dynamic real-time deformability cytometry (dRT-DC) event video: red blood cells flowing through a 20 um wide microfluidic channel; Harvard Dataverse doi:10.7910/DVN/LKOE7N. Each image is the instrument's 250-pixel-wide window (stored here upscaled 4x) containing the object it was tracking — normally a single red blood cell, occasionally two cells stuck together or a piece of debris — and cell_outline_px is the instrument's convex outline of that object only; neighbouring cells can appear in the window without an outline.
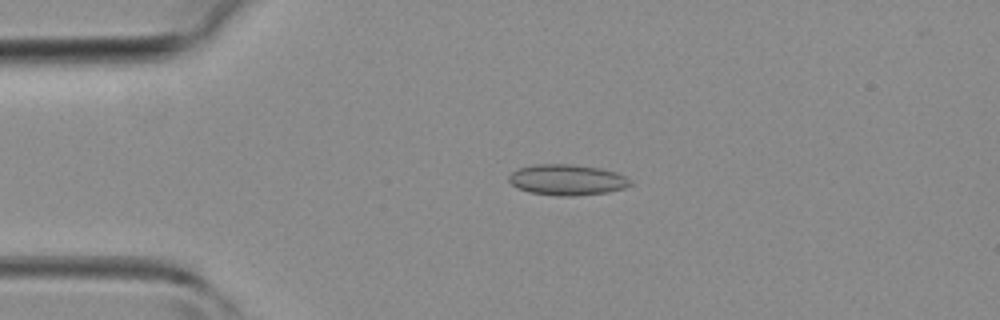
{"species": "common noctule bat (a hibernating species)", "species_latin": "Nyctalus noctula", "temperature_condition": "room temperature", "stored_images_in_passage": 40, "camera_frame_rate_fps": 3000, "um_per_image_px": 0.085, "animal": {"sex": "female", "body_mass_g": 19.3, "forearm_length_mm": 54.1}, "frame": {"image": 1, "passage_image": 8, "time_ms": 2.333, "image_size_px": [1000, 320], "cell_outline_px": [[632, 184], [624, 188], [608, 192], [572, 196], [556, 196], [528, 192], [516, 188], [508, 180], [508, 176], [512, 172], [520, 168], [532, 164], [572, 164], [600, 168], [616, 172], [632, 180]], "centroid_in_image_um": [48.19, 15.29], "position_along_channel_um": 36.8, "area_um2": 21.96}}
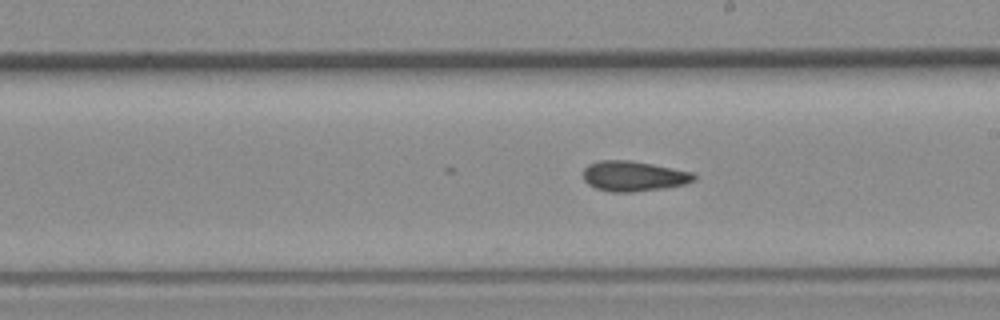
{"frame": {"image": 2, "passage_image": 22, "time_ms": 7.0, "image_size_px": [1000, 320], "cell_outline_px": [[696, 180], [684, 184], [664, 188], [632, 192], [608, 192], [596, 188], [588, 184], [584, 180], [584, 168], [588, 164], [600, 160], [632, 160], [696, 172]], "centroid_in_image_um": [53.89, 14.96], "position_along_channel_um": 235.1, "area_um2": 19.77}}
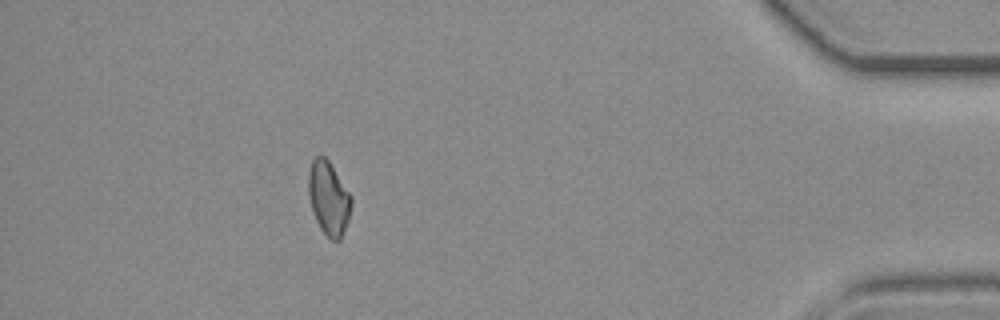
{"frame": {"image": 3, "passage_image": 36, "time_ms": 11.667, "image_size_px": [1000, 320], "cell_outline_px": [[352, 204], [348, 220], [340, 240], [332, 240], [320, 228], [312, 212], [308, 196], [308, 176], [312, 160], [316, 156], [324, 156], [328, 160], [352, 196]], "centroid_in_image_um": [27.93, 16.84], "position_along_channel_um": 407.3, "area_um2": 18.32}}